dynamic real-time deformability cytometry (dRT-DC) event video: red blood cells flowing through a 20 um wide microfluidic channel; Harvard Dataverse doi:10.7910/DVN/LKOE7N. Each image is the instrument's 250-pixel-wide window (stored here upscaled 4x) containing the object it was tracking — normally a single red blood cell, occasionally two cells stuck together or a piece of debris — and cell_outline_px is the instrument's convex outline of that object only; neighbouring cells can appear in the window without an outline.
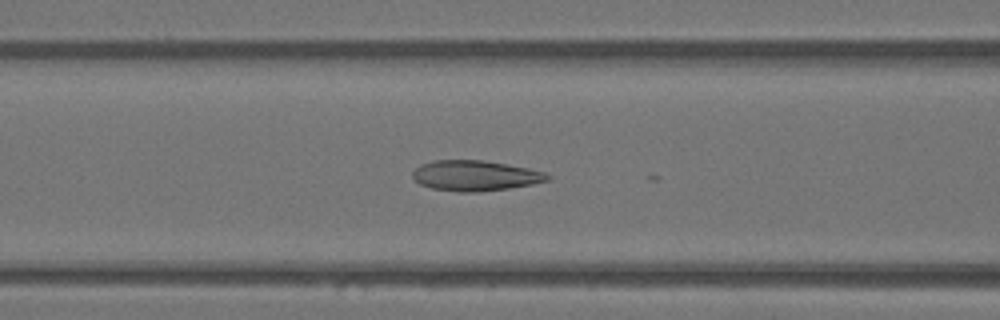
{"species": "Egyptian fruit bat (a non-hibernating species)", "species_latin": "Rousettus aegyptiacus", "temperature_condition": "warm", "stored_images_in_passage": 24, "camera_frame_rate_fps": 3000, "um_per_image_px": 0.085, "animal": {"sex": "female"}, "frame": {"image": 1, "passage_image": 20, "time_ms": 6.333, "image_size_px": [1000, 320], "cell_outline_px": [[552, 180], [532, 184], [508, 188], [476, 192], [456, 192], [432, 188], [420, 184], [412, 176], [412, 172], [420, 164], [432, 160], [484, 160], [528, 168], [544, 172], [552, 176]], "centroid_in_image_um": [40.4, 14.93], "position_along_channel_um": 126.2, "area_um2": 23.99}}
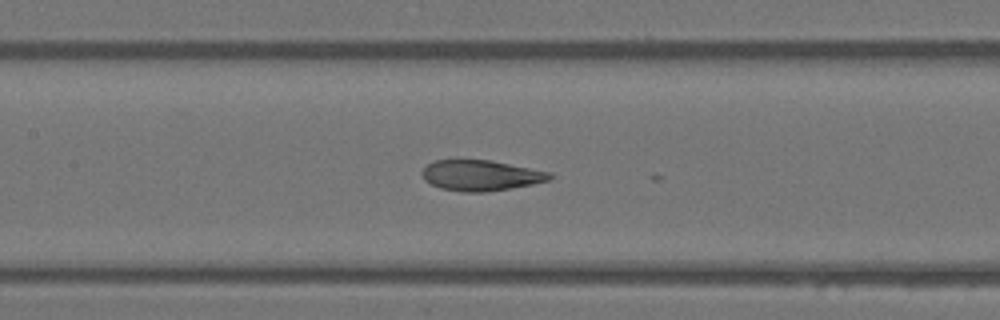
{"frame": {"image": 2, "passage_image": 23, "time_ms": 7.333, "image_size_px": [1000, 320], "cell_outline_px": [[552, 176], [548, 180], [532, 184], [484, 192], [464, 192], [440, 188], [424, 180], [420, 172], [428, 164], [436, 160], [492, 160], [552, 172]], "centroid_in_image_um": [40.86, 14.9], "position_along_channel_um": 166.5, "area_um2": 22.66}}